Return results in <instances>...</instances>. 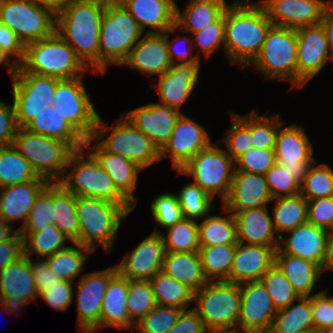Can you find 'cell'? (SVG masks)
Segmentation results:
<instances>
[{"label": "cell", "mask_w": 333, "mask_h": 333, "mask_svg": "<svg viewBox=\"0 0 333 333\" xmlns=\"http://www.w3.org/2000/svg\"><path fill=\"white\" fill-rule=\"evenodd\" d=\"M311 307L315 333H321L333 326V297L327 296V290L311 295Z\"/></svg>", "instance_id": "60"}, {"label": "cell", "mask_w": 333, "mask_h": 333, "mask_svg": "<svg viewBox=\"0 0 333 333\" xmlns=\"http://www.w3.org/2000/svg\"><path fill=\"white\" fill-rule=\"evenodd\" d=\"M324 269L333 270V231L329 232L326 242L325 256L321 265V272H323Z\"/></svg>", "instance_id": "71"}, {"label": "cell", "mask_w": 333, "mask_h": 333, "mask_svg": "<svg viewBox=\"0 0 333 333\" xmlns=\"http://www.w3.org/2000/svg\"><path fill=\"white\" fill-rule=\"evenodd\" d=\"M186 6L182 13L176 3L175 25L192 34L215 22L228 3L225 0H190Z\"/></svg>", "instance_id": "37"}, {"label": "cell", "mask_w": 333, "mask_h": 333, "mask_svg": "<svg viewBox=\"0 0 333 333\" xmlns=\"http://www.w3.org/2000/svg\"><path fill=\"white\" fill-rule=\"evenodd\" d=\"M307 222L333 231V196L307 201Z\"/></svg>", "instance_id": "61"}, {"label": "cell", "mask_w": 333, "mask_h": 333, "mask_svg": "<svg viewBox=\"0 0 333 333\" xmlns=\"http://www.w3.org/2000/svg\"><path fill=\"white\" fill-rule=\"evenodd\" d=\"M256 112V113H255ZM249 130L253 146L260 149H275L278 127L283 125L280 114L268 117L259 116L256 109L247 114L239 115L232 112Z\"/></svg>", "instance_id": "46"}, {"label": "cell", "mask_w": 333, "mask_h": 333, "mask_svg": "<svg viewBox=\"0 0 333 333\" xmlns=\"http://www.w3.org/2000/svg\"><path fill=\"white\" fill-rule=\"evenodd\" d=\"M200 62L174 63L171 68L159 76L157 89L161 104L180 112L181 105L189 99L197 85Z\"/></svg>", "instance_id": "26"}, {"label": "cell", "mask_w": 333, "mask_h": 333, "mask_svg": "<svg viewBox=\"0 0 333 333\" xmlns=\"http://www.w3.org/2000/svg\"><path fill=\"white\" fill-rule=\"evenodd\" d=\"M118 273L117 265L83 274L77 284V315L79 333L100 331L102 301L110 280Z\"/></svg>", "instance_id": "15"}, {"label": "cell", "mask_w": 333, "mask_h": 333, "mask_svg": "<svg viewBox=\"0 0 333 333\" xmlns=\"http://www.w3.org/2000/svg\"><path fill=\"white\" fill-rule=\"evenodd\" d=\"M31 180H46L37 175L27 159L13 145L0 147V188Z\"/></svg>", "instance_id": "43"}, {"label": "cell", "mask_w": 333, "mask_h": 333, "mask_svg": "<svg viewBox=\"0 0 333 333\" xmlns=\"http://www.w3.org/2000/svg\"><path fill=\"white\" fill-rule=\"evenodd\" d=\"M298 300V304L291 303L287 308L277 311L269 333H315L311 296H299Z\"/></svg>", "instance_id": "38"}, {"label": "cell", "mask_w": 333, "mask_h": 333, "mask_svg": "<svg viewBox=\"0 0 333 333\" xmlns=\"http://www.w3.org/2000/svg\"><path fill=\"white\" fill-rule=\"evenodd\" d=\"M275 264L298 296L310 297L322 274L318 264L283 252H276Z\"/></svg>", "instance_id": "34"}, {"label": "cell", "mask_w": 333, "mask_h": 333, "mask_svg": "<svg viewBox=\"0 0 333 333\" xmlns=\"http://www.w3.org/2000/svg\"><path fill=\"white\" fill-rule=\"evenodd\" d=\"M165 245L161 232L154 227L153 232L125 255L117 265L118 272L130 280H150L162 271Z\"/></svg>", "instance_id": "21"}, {"label": "cell", "mask_w": 333, "mask_h": 333, "mask_svg": "<svg viewBox=\"0 0 333 333\" xmlns=\"http://www.w3.org/2000/svg\"><path fill=\"white\" fill-rule=\"evenodd\" d=\"M297 34V88L304 86L333 60L321 24L299 27Z\"/></svg>", "instance_id": "17"}, {"label": "cell", "mask_w": 333, "mask_h": 333, "mask_svg": "<svg viewBox=\"0 0 333 333\" xmlns=\"http://www.w3.org/2000/svg\"><path fill=\"white\" fill-rule=\"evenodd\" d=\"M60 79L32 73H16L12 78L16 121L23 128L36 114L51 107L56 83Z\"/></svg>", "instance_id": "14"}, {"label": "cell", "mask_w": 333, "mask_h": 333, "mask_svg": "<svg viewBox=\"0 0 333 333\" xmlns=\"http://www.w3.org/2000/svg\"><path fill=\"white\" fill-rule=\"evenodd\" d=\"M194 219L183 218L169 227L168 234L161 233L166 252H193L198 251L199 235L198 222Z\"/></svg>", "instance_id": "48"}, {"label": "cell", "mask_w": 333, "mask_h": 333, "mask_svg": "<svg viewBox=\"0 0 333 333\" xmlns=\"http://www.w3.org/2000/svg\"><path fill=\"white\" fill-rule=\"evenodd\" d=\"M83 77L56 83L52 107L85 139L91 138L99 117L83 82Z\"/></svg>", "instance_id": "13"}, {"label": "cell", "mask_w": 333, "mask_h": 333, "mask_svg": "<svg viewBox=\"0 0 333 333\" xmlns=\"http://www.w3.org/2000/svg\"><path fill=\"white\" fill-rule=\"evenodd\" d=\"M241 313L237 331L242 333H268L277 310L262 281L239 285Z\"/></svg>", "instance_id": "16"}, {"label": "cell", "mask_w": 333, "mask_h": 333, "mask_svg": "<svg viewBox=\"0 0 333 333\" xmlns=\"http://www.w3.org/2000/svg\"><path fill=\"white\" fill-rule=\"evenodd\" d=\"M192 176L198 185L212 199L219 195L223 202L230 190L235 173V161L230 155L212 143L191 158L179 171Z\"/></svg>", "instance_id": "11"}, {"label": "cell", "mask_w": 333, "mask_h": 333, "mask_svg": "<svg viewBox=\"0 0 333 333\" xmlns=\"http://www.w3.org/2000/svg\"><path fill=\"white\" fill-rule=\"evenodd\" d=\"M149 281L158 305L186 310L190 306V302H194L195 291L193 289L162 271L156 273Z\"/></svg>", "instance_id": "42"}, {"label": "cell", "mask_w": 333, "mask_h": 333, "mask_svg": "<svg viewBox=\"0 0 333 333\" xmlns=\"http://www.w3.org/2000/svg\"><path fill=\"white\" fill-rule=\"evenodd\" d=\"M73 286L74 282L63 280L49 287V290L42 292L39 297L53 309L65 312L73 302Z\"/></svg>", "instance_id": "62"}, {"label": "cell", "mask_w": 333, "mask_h": 333, "mask_svg": "<svg viewBox=\"0 0 333 333\" xmlns=\"http://www.w3.org/2000/svg\"><path fill=\"white\" fill-rule=\"evenodd\" d=\"M18 129L13 103L0 100V147L12 145Z\"/></svg>", "instance_id": "64"}, {"label": "cell", "mask_w": 333, "mask_h": 333, "mask_svg": "<svg viewBox=\"0 0 333 333\" xmlns=\"http://www.w3.org/2000/svg\"><path fill=\"white\" fill-rule=\"evenodd\" d=\"M211 143L206 129L181 113L168 142L160 150V160L170 157L173 168L179 171L191 158Z\"/></svg>", "instance_id": "19"}, {"label": "cell", "mask_w": 333, "mask_h": 333, "mask_svg": "<svg viewBox=\"0 0 333 333\" xmlns=\"http://www.w3.org/2000/svg\"><path fill=\"white\" fill-rule=\"evenodd\" d=\"M2 64H6L8 66L7 71L9 72L11 78H13L18 71L19 65L13 59L11 60L10 56L0 48V65Z\"/></svg>", "instance_id": "72"}, {"label": "cell", "mask_w": 333, "mask_h": 333, "mask_svg": "<svg viewBox=\"0 0 333 333\" xmlns=\"http://www.w3.org/2000/svg\"><path fill=\"white\" fill-rule=\"evenodd\" d=\"M143 32L137 21L119 1H107L100 29L99 72L121 65Z\"/></svg>", "instance_id": "5"}, {"label": "cell", "mask_w": 333, "mask_h": 333, "mask_svg": "<svg viewBox=\"0 0 333 333\" xmlns=\"http://www.w3.org/2000/svg\"><path fill=\"white\" fill-rule=\"evenodd\" d=\"M236 244L200 246L198 253L208 281L229 282Z\"/></svg>", "instance_id": "44"}, {"label": "cell", "mask_w": 333, "mask_h": 333, "mask_svg": "<svg viewBox=\"0 0 333 333\" xmlns=\"http://www.w3.org/2000/svg\"><path fill=\"white\" fill-rule=\"evenodd\" d=\"M221 211H223L221 214L226 213L227 215L222 217L209 213L201 223H198L200 246L237 244L234 216L224 207H221Z\"/></svg>", "instance_id": "40"}, {"label": "cell", "mask_w": 333, "mask_h": 333, "mask_svg": "<svg viewBox=\"0 0 333 333\" xmlns=\"http://www.w3.org/2000/svg\"><path fill=\"white\" fill-rule=\"evenodd\" d=\"M157 305L149 280H130L127 297V311L130 320L136 324Z\"/></svg>", "instance_id": "51"}, {"label": "cell", "mask_w": 333, "mask_h": 333, "mask_svg": "<svg viewBox=\"0 0 333 333\" xmlns=\"http://www.w3.org/2000/svg\"><path fill=\"white\" fill-rule=\"evenodd\" d=\"M39 7L50 10L55 16L81 0H29Z\"/></svg>", "instance_id": "70"}, {"label": "cell", "mask_w": 333, "mask_h": 333, "mask_svg": "<svg viewBox=\"0 0 333 333\" xmlns=\"http://www.w3.org/2000/svg\"><path fill=\"white\" fill-rule=\"evenodd\" d=\"M288 232L290 235L286 236L285 239L283 235L280 236L276 252L297 256L312 261L321 267L329 232L309 222L301 224L286 233ZM281 244H284V246H281Z\"/></svg>", "instance_id": "28"}, {"label": "cell", "mask_w": 333, "mask_h": 333, "mask_svg": "<svg viewBox=\"0 0 333 333\" xmlns=\"http://www.w3.org/2000/svg\"><path fill=\"white\" fill-rule=\"evenodd\" d=\"M91 138L85 139L84 148L89 149L99 165L108 173L117 190L136 207L137 198L134 196L138 173L143 169L136 163L121 155L113 154L103 150L97 143L92 148Z\"/></svg>", "instance_id": "29"}, {"label": "cell", "mask_w": 333, "mask_h": 333, "mask_svg": "<svg viewBox=\"0 0 333 333\" xmlns=\"http://www.w3.org/2000/svg\"><path fill=\"white\" fill-rule=\"evenodd\" d=\"M53 224L64 233L72 243L79 237V221L76 214V196L68 192L59 182H52Z\"/></svg>", "instance_id": "39"}, {"label": "cell", "mask_w": 333, "mask_h": 333, "mask_svg": "<svg viewBox=\"0 0 333 333\" xmlns=\"http://www.w3.org/2000/svg\"><path fill=\"white\" fill-rule=\"evenodd\" d=\"M278 127L275 146L276 162L281 164L301 183L307 174L309 166L314 163V149L303 127L291 124ZM283 128H282V127Z\"/></svg>", "instance_id": "18"}, {"label": "cell", "mask_w": 333, "mask_h": 333, "mask_svg": "<svg viewBox=\"0 0 333 333\" xmlns=\"http://www.w3.org/2000/svg\"><path fill=\"white\" fill-rule=\"evenodd\" d=\"M12 227H14L13 224L10 225L0 219V243L8 241L13 236V234L17 232V230H13Z\"/></svg>", "instance_id": "73"}, {"label": "cell", "mask_w": 333, "mask_h": 333, "mask_svg": "<svg viewBox=\"0 0 333 333\" xmlns=\"http://www.w3.org/2000/svg\"><path fill=\"white\" fill-rule=\"evenodd\" d=\"M184 309L156 305L135 324L136 333H167L177 322Z\"/></svg>", "instance_id": "54"}, {"label": "cell", "mask_w": 333, "mask_h": 333, "mask_svg": "<svg viewBox=\"0 0 333 333\" xmlns=\"http://www.w3.org/2000/svg\"><path fill=\"white\" fill-rule=\"evenodd\" d=\"M176 195L184 218L200 220L214 208V199L194 183L185 184Z\"/></svg>", "instance_id": "50"}, {"label": "cell", "mask_w": 333, "mask_h": 333, "mask_svg": "<svg viewBox=\"0 0 333 333\" xmlns=\"http://www.w3.org/2000/svg\"><path fill=\"white\" fill-rule=\"evenodd\" d=\"M84 147L75 149L69 157L67 170L59 183L76 197L97 198L121 206H133L116 188L108 173ZM87 155V158L85 156ZM68 167H72L68 174ZM66 175V176H65Z\"/></svg>", "instance_id": "6"}, {"label": "cell", "mask_w": 333, "mask_h": 333, "mask_svg": "<svg viewBox=\"0 0 333 333\" xmlns=\"http://www.w3.org/2000/svg\"><path fill=\"white\" fill-rule=\"evenodd\" d=\"M54 206H52V182H50L37 196L33 208L29 213L20 234H30L53 224Z\"/></svg>", "instance_id": "53"}, {"label": "cell", "mask_w": 333, "mask_h": 333, "mask_svg": "<svg viewBox=\"0 0 333 333\" xmlns=\"http://www.w3.org/2000/svg\"><path fill=\"white\" fill-rule=\"evenodd\" d=\"M203 321L197 312L191 308L183 310L177 322L167 333H207Z\"/></svg>", "instance_id": "67"}, {"label": "cell", "mask_w": 333, "mask_h": 333, "mask_svg": "<svg viewBox=\"0 0 333 333\" xmlns=\"http://www.w3.org/2000/svg\"><path fill=\"white\" fill-rule=\"evenodd\" d=\"M73 244L75 246L70 245L45 258L48 267L58 278L64 281L74 282L75 278L82 272L89 253L93 252L91 249L77 243Z\"/></svg>", "instance_id": "45"}, {"label": "cell", "mask_w": 333, "mask_h": 333, "mask_svg": "<svg viewBox=\"0 0 333 333\" xmlns=\"http://www.w3.org/2000/svg\"><path fill=\"white\" fill-rule=\"evenodd\" d=\"M177 29H178V27L175 25L166 31V43H167V47H168L169 57H170L172 64L177 63V61H178V63L201 62L199 53H197V55H195V56L191 55V53L194 52V51H192L193 47L197 49V47L194 46V44H196V43H192L194 41L192 40L191 37L187 38V36L186 37L180 36V37L176 38L175 40L173 39L172 42L170 41V37H169L170 33H173ZM180 42L187 44L186 47H188V48L185 47L186 49H183L182 51L178 50L177 44H179Z\"/></svg>", "instance_id": "63"}, {"label": "cell", "mask_w": 333, "mask_h": 333, "mask_svg": "<svg viewBox=\"0 0 333 333\" xmlns=\"http://www.w3.org/2000/svg\"><path fill=\"white\" fill-rule=\"evenodd\" d=\"M12 145L31 164L38 176L59 182L74 149L61 140L19 128Z\"/></svg>", "instance_id": "9"}, {"label": "cell", "mask_w": 333, "mask_h": 333, "mask_svg": "<svg viewBox=\"0 0 333 333\" xmlns=\"http://www.w3.org/2000/svg\"><path fill=\"white\" fill-rule=\"evenodd\" d=\"M232 125L221 141L226 144L225 151L236 161L250 148L254 147L250 130L231 112Z\"/></svg>", "instance_id": "58"}, {"label": "cell", "mask_w": 333, "mask_h": 333, "mask_svg": "<svg viewBox=\"0 0 333 333\" xmlns=\"http://www.w3.org/2000/svg\"><path fill=\"white\" fill-rule=\"evenodd\" d=\"M207 333H240L238 331H209Z\"/></svg>", "instance_id": "74"}, {"label": "cell", "mask_w": 333, "mask_h": 333, "mask_svg": "<svg viewBox=\"0 0 333 333\" xmlns=\"http://www.w3.org/2000/svg\"><path fill=\"white\" fill-rule=\"evenodd\" d=\"M275 163V149L252 147L235 161V171L265 175Z\"/></svg>", "instance_id": "57"}, {"label": "cell", "mask_w": 333, "mask_h": 333, "mask_svg": "<svg viewBox=\"0 0 333 333\" xmlns=\"http://www.w3.org/2000/svg\"><path fill=\"white\" fill-rule=\"evenodd\" d=\"M273 25L259 2L235 0L225 8V56L231 65L248 67Z\"/></svg>", "instance_id": "1"}, {"label": "cell", "mask_w": 333, "mask_h": 333, "mask_svg": "<svg viewBox=\"0 0 333 333\" xmlns=\"http://www.w3.org/2000/svg\"><path fill=\"white\" fill-rule=\"evenodd\" d=\"M107 0H81L56 15V33L88 68L99 73V38Z\"/></svg>", "instance_id": "2"}, {"label": "cell", "mask_w": 333, "mask_h": 333, "mask_svg": "<svg viewBox=\"0 0 333 333\" xmlns=\"http://www.w3.org/2000/svg\"><path fill=\"white\" fill-rule=\"evenodd\" d=\"M193 308L209 331H237L241 313L239 285L226 281H209L195 291Z\"/></svg>", "instance_id": "7"}, {"label": "cell", "mask_w": 333, "mask_h": 333, "mask_svg": "<svg viewBox=\"0 0 333 333\" xmlns=\"http://www.w3.org/2000/svg\"><path fill=\"white\" fill-rule=\"evenodd\" d=\"M88 68L56 31L49 37L25 45L17 73H32L58 79L82 77Z\"/></svg>", "instance_id": "4"}, {"label": "cell", "mask_w": 333, "mask_h": 333, "mask_svg": "<svg viewBox=\"0 0 333 333\" xmlns=\"http://www.w3.org/2000/svg\"><path fill=\"white\" fill-rule=\"evenodd\" d=\"M35 261L32 262L31 257H28L31 273L33 275V279L35 281V285L39 295L44 291H48L49 287H52L63 281L58 278L48 267L47 262L44 258Z\"/></svg>", "instance_id": "65"}, {"label": "cell", "mask_w": 333, "mask_h": 333, "mask_svg": "<svg viewBox=\"0 0 333 333\" xmlns=\"http://www.w3.org/2000/svg\"><path fill=\"white\" fill-rule=\"evenodd\" d=\"M23 238L24 254L31 257L37 254L47 258L55 252L67 248L66 241L70 239L62 233L55 224L30 234H21Z\"/></svg>", "instance_id": "47"}, {"label": "cell", "mask_w": 333, "mask_h": 333, "mask_svg": "<svg viewBox=\"0 0 333 333\" xmlns=\"http://www.w3.org/2000/svg\"><path fill=\"white\" fill-rule=\"evenodd\" d=\"M23 255V238L17 231L8 241L0 243V271Z\"/></svg>", "instance_id": "68"}, {"label": "cell", "mask_w": 333, "mask_h": 333, "mask_svg": "<svg viewBox=\"0 0 333 333\" xmlns=\"http://www.w3.org/2000/svg\"><path fill=\"white\" fill-rule=\"evenodd\" d=\"M300 194L307 201L333 196V169L326 163L316 165L314 161L300 183Z\"/></svg>", "instance_id": "49"}, {"label": "cell", "mask_w": 333, "mask_h": 333, "mask_svg": "<svg viewBox=\"0 0 333 333\" xmlns=\"http://www.w3.org/2000/svg\"><path fill=\"white\" fill-rule=\"evenodd\" d=\"M23 128L68 143L74 150L85 144V138L52 106L45 107L44 111L36 114Z\"/></svg>", "instance_id": "35"}, {"label": "cell", "mask_w": 333, "mask_h": 333, "mask_svg": "<svg viewBox=\"0 0 333 333\" xmlns=\"http://www.w3.org/2000/svg\"><path fill=\"white\" fill-rule=\"evenodd\" d=\"M0 48L20 65L25 55V45L17 35L0 22Z\"/></svg>", "instance_id": "66"}, {"label": "cell", "mask_w": 333, "mask_h": 333, "mask_svg": "<svg viewBox=\"0 0 333 333\" xmlns=\"http://www.w3.org/2000/svg\"><path fill=\"white\" fill-rule=\"evenodd\" d=\"M273 226L280 237L282 232L295 229L307 222V200L299 193L294 196L272 199Z\"/></svg>", "instance_id": "41"}, {"label": "cell", "mask_w": 333, "mask_h": 333, "mask_svg": "<svg viewBox=\"0 0 333 333\" xmlns=\"http://www.w3.org/2000/svg\"><path fill=\"white\" fill-rule=\"evenodd\" d=\"M0 22L26 45L51 36L55 32L56 16L29 0H0Z\"/></svg>", "instance_id": "12"}, {"label": "cell", "mask_w": 333, "mask_h": 333, "mask_svg": "<svg viewBox=\"0 0 333 333\" xmlns=\"http://www.w3.org/2000/svg\"><path fill=\"white\" fill-rule=\"evenodd\" d=\"M37 297L39 293L31 273L28 256L24 254L0 271V305L5 312L10 314L19 311Z\"/></svg>", "instance_id": "20"}, {"label": "cell", "mask_w": 333, "mask_h": 333, "mask_svg": "<svg viewBox=\"0 0 333 333\" xmlns=\"http://www.w3.org/2000/svg\"><path fill=\"white\" fill-rule=\"evenodd\" d=\"M289 172L276 162L264 175L273 199L300 193V182Z\"/></svg>", "instance_id": "56"}, {"label": "cell", "mask_w": 333, "mask_h": 333, "mask_svg": "<svg viewBox=\"0 0 333 333\" xmlns=\"http://www.w3.org/2000/svg\"><path fill=\"white\" fill-rule=\"evenodd\" d=\"M267 206L246 209L235 213L236 237L238 243L278 247L279 236L276 233L272 216ZM277 236V237H276Z\"/></svg>", "instance_id": "32"}, {"label": "cell", "mask_w": 333, "mask_h": 333, "mask_svg": "<svg viewBox=\"0 0 333 333\" xmlns=\"http://www.w3.org/2000/svg\"><path fill=\"white\" fill-rule=\"evenodd\" d=\"M109 128L112 129V132L105 138ZM109 128L99 115L91 142H97L103 150L121 155L142 169L160 161L158 148L126 116H122L116 125Z\"/></svg>", "instance_id": "8"}, {"label": "cell", "mask_w": 333, "mask_h": 333, "mask_svg": "<svg viewBox=\"0 0 333 333\" xmlns=\"http://www.w3.org/2000/svg\"><path fill=\"white\" fill-rule=\"evenodd\" d=\"M272 199L264 175L235 171L229 193L221 205L234 215L246 209L264 208Z\"/></svg>", "instance_id": "23"}, {"label": "cell", "mask_w": 333, "mask_h": 333, "mask_svg": "<svg viewBox=\"0 0 333 333\" xmlns=\"http://www.w3.org/2000/svg\"><path fill=\"white\" fill-rule=\"evenodd\" d=\"M201 52L209 56L222 45L225 50V10L224 13L213 23L204 29L192 33Z\"/></svg>", "instance_id": "59"}, {"label": "cell", "mask_w": 333, "mask_h": 333, "mask_svg": "<svg viewBox=\"0 0 333 333\" xmlns=\"http://www.w3.org/2000/svg\"><path fill=\"white\" fill-rule=\"evenodd\" d=\"M273 25L297 29L320 24L322 14L329 3L325 0H262Z\"/></svg>", "instance_id": "22"}, {"label": "cell", "mask_w": 333, "mask_h": 333, "mask_svg": "<svg viewBox=\"0 0 333 333\" xmlns=\"http://www.w3.org/2000/svg\"><path fill=\"white\" fill-rule=\"evenodd\" d=\"M278 247L236 244L229 282L242 284L261 281L264 274L275 264Z\"/></svg>", "instance_id": "25"}, {"label": "cell", "mask_w": 333, "mask_h": 333, "mask_svg": "<svg viewBox=\"0 0 333 333\" xmlns=\"http://www.w3.org/2000/svg\"><path fill=\"white\" fill-rule=\"evenodd\" d=\"M151 214L160 227L168 229L184 218L177 195L162 193L151 203Z\"/></svg>", "instance_id": "55"}, {"label": "cell", "mask_w": 333, "mask_h": 333, "mask_svg": "<svg viewBox=\"0 0 333 333\" xmlns=\"http://www.w3.org/2000/svg\"><path fill=\"white\" fill-rule=\"evenodd\" d=\"M123 65H128L146 75L161 76L168 71L172 62L166 43V32L143 35L121 64Z\"/></svg>", "instance_id": "27"}, {"label": "cell", "mask_w": 333, "mask_h": 333, "mask_svg": "<svg viewBox=\"0 0 333 333\" xmlns=\"http://www.w3.org/2000/svg\"><path fill=\"white\" fill-rule=\"evenodd\" d=\"M331 2L332 1L330 0L324 9L320 24L323 26L328 42V47L331 55L333 56V4Z\"/></svg>", "instance_id": "69"}, {"label": "cell", "mask_w": 333, "mask_h": 333, "mask_svg": "<svg viewBox=\"0 0 333 333\" xmlns=\"http://www.w3.org/2000/svg\"><path fill=\"white\" fill-rule=\"evenodd\" d=\"M129 279L119 272L110 280L105 292L101 314L100 328L115 327L118 329L135 330L127 311Z\"/></svg>", "instance_id": "33"}, {"label": "cell", "mask_w": 333, "mask_h": 333, "mask_svg": "<svg viewBox=\"0 0 333 333\" xmlns=\"http://www.w3.org/2000/svg\"><path fill=\"white\" fill-rule=\"evenodd\" d=\"M134 209V206H121L103 199L76 197L79 237L75 243L93 252L99 245L110 253L121 220Z\"/></svg>", "instance_id": "3"}, {"label": "cell", "mask_w": 333, "mask_h": 333, "mask_svg": "<svg viewBox=\"0 0 333 333\" xmlns=\"http://www.w3.org/2000/svg\"><path fill=\"white\" fill-rule=\"evenodd\" d=\"M297 34L293 28L272 25L251 65L274 81L289 80L297 88Z\"/></svg>", "instance_id": "10"}, {"label": "cell", "mask_w": 333, "mask_h": 333, "mask_svg": "<svg viewBox=\"0 0 333 333\" xmlns=\"http://www.w3.org/2000/svg\"><path fill=\"white\" fill-rule=\"evenodd\" d=\"M321 333H333V326H330L328 328H326L323 332Z\"/></svg>", "instance_id": "75"}, {"label": "cell", "mask_w": 333, "mask_h": 333, "mask_svg": "<svg viewBox=\"0 0 333 333\" xmlns=\"http://www.w3.org/2000/svg\"><path fill=\"white\" fill-rule=\"evenodd\" d=\"M137 21L142 32L146 27L151 29L146 34H162L175 26V0H119Z\"/></svg>", "instance_id": "31"}, {"label": "cell", "mask_w": 333, "mask_h": 333, "mask_svg": "<svg viewBox=\"0 0 333 333\" xmlns=\"http://www.w3.org/2000/svg\"><path fill=\"white\" fill-rule=\"evenodd\" d=\"M162 272L194 291H198L209 282L204 274L198 251L166 252Z\"/></svg>", "instance_id": "36"}, {"label": "cell", "mask_w": 333, "mask_h": 333, "mask_svg": "<svg viewBox=\"0 0 333 333\" xmlns=\"http://www.w3.org/2000/svg\"><path fill=\"white\" fill-rule=\"evenodd\" d=\"M48 180H31L22 184L0 188V219L8 224L22 220L24 227L39 193L49 184ZM10 222V223H9Z\"/></svg>", "instance_id": "30"}, {"label": "cell", "mask_w": 333, "mask_h": 333, "mask_svg": "<svg viewBox=\"0 0 333 333\" xmlns=\"http://www.w3.org/2000/svg\"><path fill=\"white\" fill-rule=\"evenodd\" d=\"M181 113L161 103L135 108L125 115L160 151L168 142Z\"/></svg>", "instance_id": "24"}, {"label": "cell", "mask_w": 333, "mask_h": 333, "mask_svg": "<svg viewBox=\"0 0 333 333\" xmlns=\"http://www.w3.org/2000/svg\"><path fill=\"white\" fill-rule=\"evenodd\" d=\"M264 283L277 311L296 302L299 296L282 271L274 264L263 276Z\"/></svg>", "instance_id": "52"}]
</instances>
